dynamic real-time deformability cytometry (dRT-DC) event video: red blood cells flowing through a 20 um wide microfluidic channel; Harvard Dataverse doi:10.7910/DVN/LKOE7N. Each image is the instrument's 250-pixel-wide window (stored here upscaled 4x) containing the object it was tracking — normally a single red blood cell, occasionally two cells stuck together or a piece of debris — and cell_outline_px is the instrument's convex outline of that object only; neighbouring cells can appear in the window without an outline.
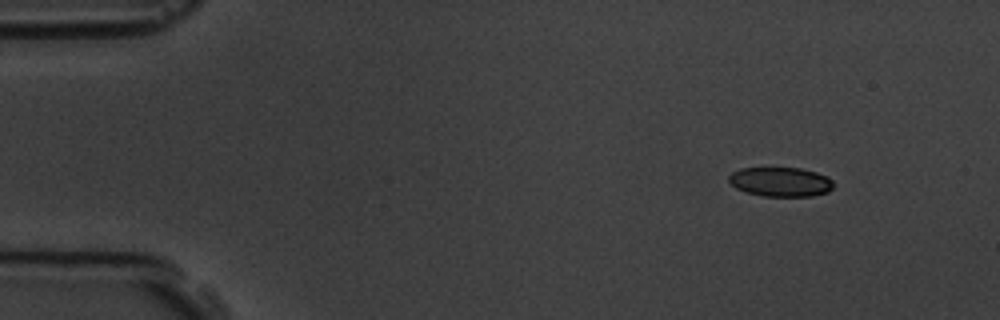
{"species": "common noctule bat (a hibernating species)", "species_latin": "Nyctalus noctula", "temperature_condition": "room temperature", "stored_images_in_passage": 4, "camera_frame_rate_fps": 3000, "um_per_image_px": 0.085, "animal": {"sex": "male", "body_mass_g": 19.5, "forearm_length_mm": 54.6}, "frame": {"image": 1, "passage_image": 1, "time_ms": 0.0, "image_size_px": [1000, 320], "cell_outline_px": [[832, 188], [828, 192], [812, 196], [764, 196], [744, 192], [736, 188], [728, 180], [728, 176], [732, 172], [740, 168], [800, 168], [816, 172], [828, 176], [832, 180]], "centroid_in_image_um": [66.34, 15.46], "position_along_channel_um": 18.7, "area_um2": 17.98}}
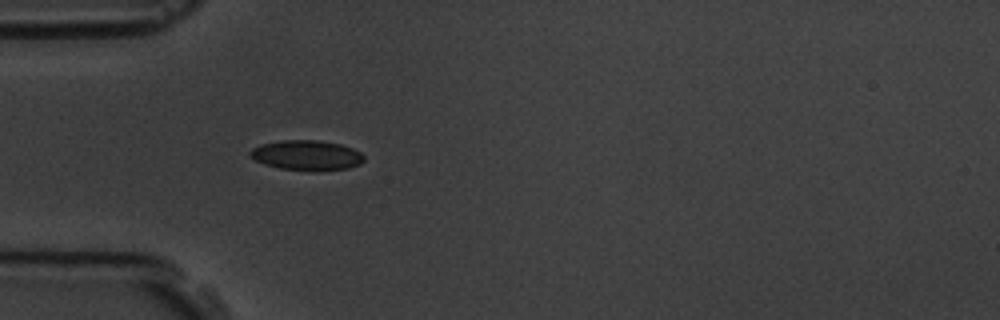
{"frame": {"image": 2, "passage_image": 4, "time_ms": 3.667, "image_size_px": [1000, 320], "cell_outline_px": [[364, 160], [360, 164], [348, 168], [316, 172], [280, 168], [264, 164], [248, 156], [248, 152], [252, 148], [260, 144], [280, 140], [320, 140], [340, 144], [352, 148], [360, 152], [364, 156]], "centroid_in_image_um": [26.05, 13.2], "position_along_channel_um": 58.9, "area_um2": 20.23}}